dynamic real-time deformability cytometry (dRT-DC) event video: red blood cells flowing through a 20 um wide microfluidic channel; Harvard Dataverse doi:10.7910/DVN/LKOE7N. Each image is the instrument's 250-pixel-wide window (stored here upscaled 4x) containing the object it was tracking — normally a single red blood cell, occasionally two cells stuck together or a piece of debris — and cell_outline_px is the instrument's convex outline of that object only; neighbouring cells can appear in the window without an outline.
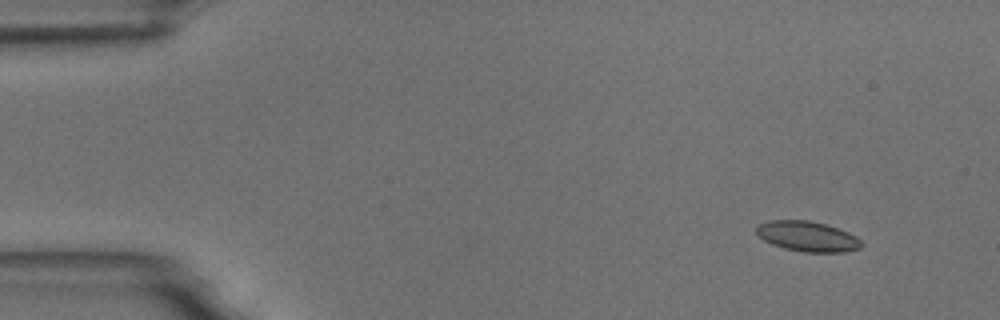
{"species": "common noctule bat (a hibernating species)", "species_latin": "Nyctalus noctula", "temperature_condition": "room temperature", "stored_images_in_passage": 52, "camera_frame_rate_fps": 3000, "um_per_image_px": 0.085, "animal": {"sex": "male", "body_mass_g": 18.8}, "frame": {"image": 1, "passage_image": 1, "time_ms": 0.0, "image_size_px": [1000, 320], "cell_outline_px": [[864, 244], [860, 248], [844, 252], [804, 252], [784, 248], [772, 244], [764, 240], [756, 232], [756, 224], [768, 220], [808, 220], [824, 224], [848, 232], [856, 236]], "centroid_in_image_um": [68.62, 20.09], "position_along_channel_um": 16.4, "area_um2": 18.5}}
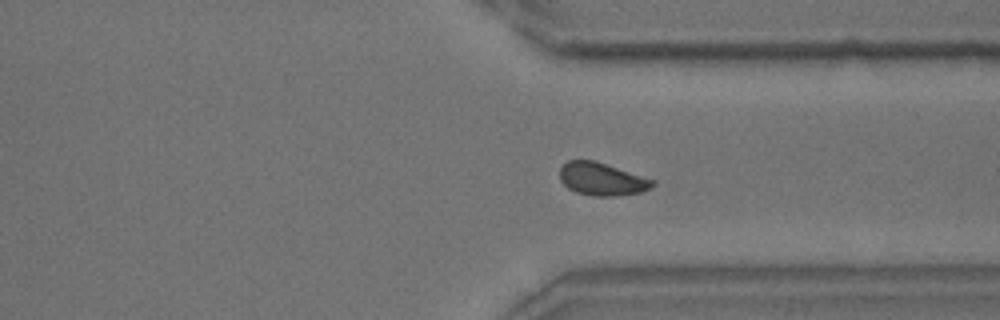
{"frame": {"image": 2, "passage_image": 38, "time_ms": 12.333, "image_size_px": [1000, 320], "cell_outline_px": [[656, 184], [644, 192], [616, 196], [592, 196], [576, 192], [568, 188], [560, 180], [560, 168], [568, 160], [596, 160], [656, 180]], "centroid_in_image_um": [51.2, 15.22], "position_along_channel_um": 360.2, "area_um2": 18.03}}
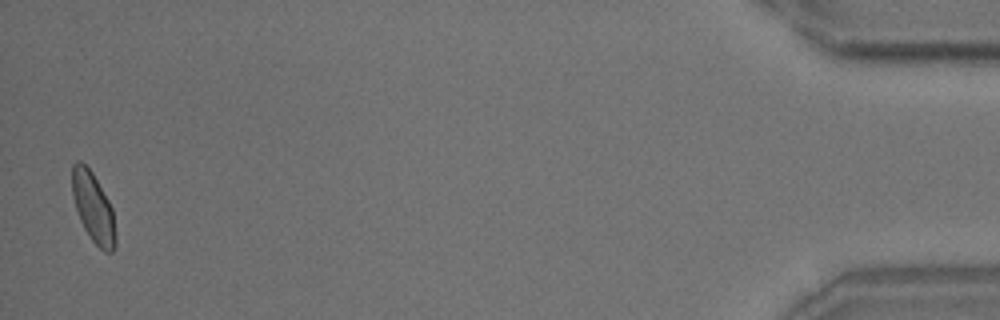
{"frame": {"image": 3, "passage_image": 51, "time_ms": 16.667, "image_size_px": [1000, 320], "cell_outline_px": [[116, 244], [112, 252], [104, 252], [92, 240], [84, 228], [80, 220], [72, 196], [72, 164], [76, 160], [80, 160], [92, 172], [108, 200], [112, 208], [116, 236]], "centroid_in_image_um": [7.92, 17.63], "position_along_channel_um": 427.3, "area_um2": 17.57}, "authors_computed_cell_mechanics": {"area_um2": 18.0047, "velocity_mm_per_s": 3.6263, "shape_relaxation_time_tau1_ms": 3.7249, "shape_relaxation_time_tau2_ms": 1.4763, "deformation_change_tau1": 0.0909, "deformation_change_tau2": 0.0485}}